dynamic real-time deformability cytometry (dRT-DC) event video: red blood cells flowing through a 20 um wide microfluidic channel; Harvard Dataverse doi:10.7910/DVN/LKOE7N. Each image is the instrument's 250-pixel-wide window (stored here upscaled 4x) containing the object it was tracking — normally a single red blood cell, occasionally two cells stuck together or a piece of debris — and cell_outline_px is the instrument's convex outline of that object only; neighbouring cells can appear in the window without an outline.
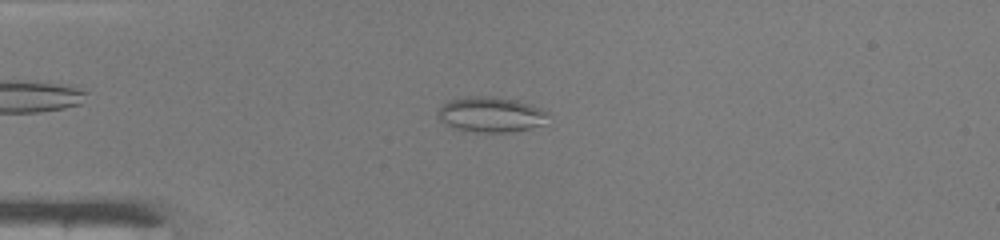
{"species": "common noctule bat (a hibernating species)", "species_latin": "Nyctalus noctula", "temperature_condition": "warm", "stored_images_in_passage": 40, "camera_frame_rate_fps": 3000, "um_per_image_px": 0.085, "animal": {"sex": "male", "body_mass_g": 19.0, "forearm_length_mm": 50.8}, "frame": {"image": 1, "passage_image": 5, "time_ms": 1.333, "image_size_px": [1000, 240], "cell_outline_px": [[548, 112], [544, 124], [512, 132], [476, 132], [456, 128], [440, 120], [436, 112], [444, 104], [452, 100], [472, 96], [492, 96], [516, 100], [540, 108]], "centroid_in_image_um": [41.73, 9.73], "position_along_channel_um": 43.3, "area_um2": 22.25}}
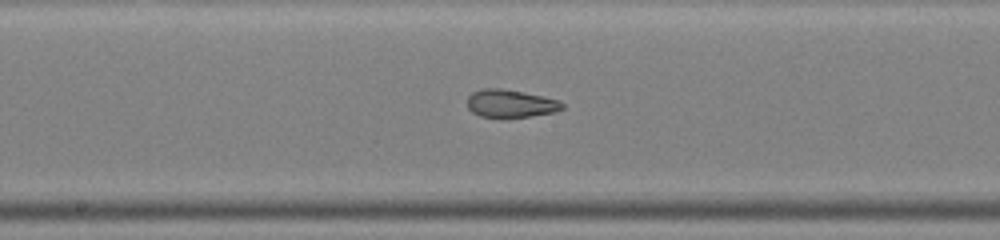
{"frame": {"image": 2, "passage_image": 18, "time_ms": 5.667, "image_size_px": [1000, 240], "cell_outline_px": [[564, 108], [556, 112], [528, 116], [480, 116], [472, 112], [468, 108], [468, 96], [472, 92], [480, 88], [500, 88], [524, 92], [560, 100], [564, 104]], "centroid_in_image_um": [43.41, 8.77], "position_along_channel_um": 204.8, "area_um2": 15.26}}
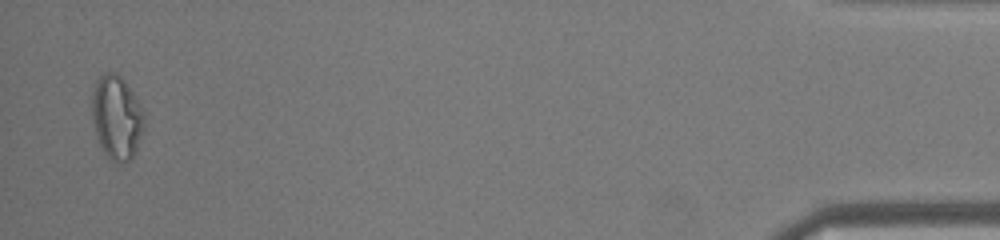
{"frame": {"image": 3, "passage_image": 39, "time_ms": 12.667, "image_size_px": [1000, 240], "cell_outline_px": [[144, 132], [132, 156], [128, 160], [120, 164], [112, 160], [100, 148], [96, 136], [92, 120], [92, 88], [96, 80], [104, 72], [116, 72], [124, 80], [132, 92], [144, 116]], "centroid_in_image_um": [9.88, 9.97], "position_along_channel_um": 425.3, "area_um2": 25.49}, "authors_computed_cell_mechanics": {"area_um2": 17.7446, "velocity_mm_per_s": 4.3085, "shape_relaxation_time_tau1_ms": null, "shape_relaxation_time_tau2_ms": 1.6072, "deformation_change_tau1": null, "deformation_change_tau2": 0.0852}}